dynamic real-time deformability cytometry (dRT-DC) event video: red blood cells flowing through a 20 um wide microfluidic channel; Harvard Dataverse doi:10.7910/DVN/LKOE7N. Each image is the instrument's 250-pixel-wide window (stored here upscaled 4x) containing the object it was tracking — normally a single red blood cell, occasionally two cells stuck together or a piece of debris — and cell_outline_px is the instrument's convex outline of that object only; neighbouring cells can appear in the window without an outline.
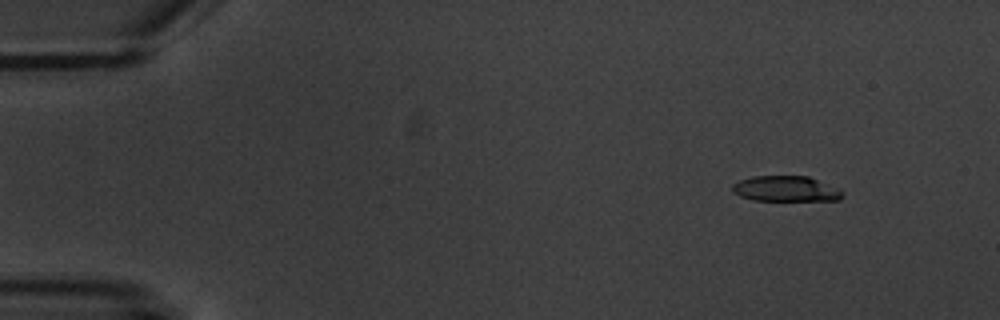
{"species": "common noctule bat (a hibernating species)", "species_latin": "Nyctalus noctula", "temperature_condition": "warm", "stored_images_in_passage": 4, "camera_frame_rate_fps": 3000, "um_per_image_px": 0.085, "animal": {"sex": "male", "body_mass_g": 20.1, "forearm_length_mm": 53.5}, "frame": {"image": 1, "passage_image": 1, "time_ms": 0.0, "image_size_px": [1000, 320], "cell_outline_px": [[844, 192], [840, 200], [752, 200], [740, 196], [732, 192], [732, 184], [740, 180], [752, 176], [808, 176], [840, 188]], "centroid_in_image_um": [66.81, 16.04], "position_along_channel_um": 18.2, "area_um2": 16.47}}
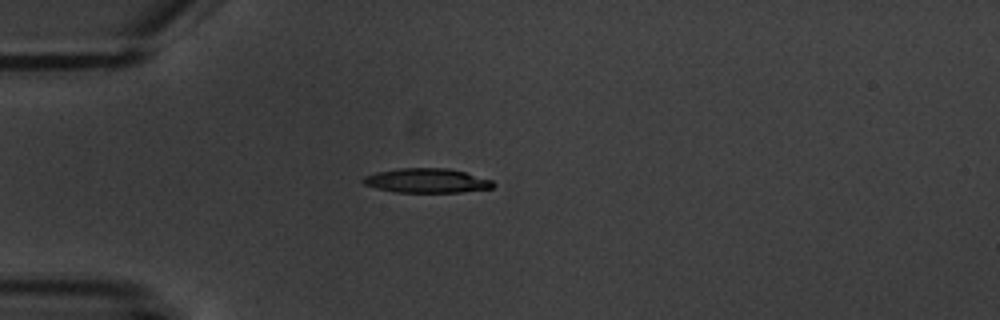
{"frame": {"image": 2, "passage_image": 4, "time_ms": 3.333, "image_size_px": [1000, 320], "cell_outline_px": [[496, 184], [492, 188], [460, 192], [396, 192], [376, 188], [364, 184], [360, 180], [364, 176], [376, 172], [400, 168], [448, 168], [464, 172], [492, 180]], "centroid_in_image_um": [36.26, 15.35], "position_along_channel_um": 48.7, "area_um2": 18.44}}